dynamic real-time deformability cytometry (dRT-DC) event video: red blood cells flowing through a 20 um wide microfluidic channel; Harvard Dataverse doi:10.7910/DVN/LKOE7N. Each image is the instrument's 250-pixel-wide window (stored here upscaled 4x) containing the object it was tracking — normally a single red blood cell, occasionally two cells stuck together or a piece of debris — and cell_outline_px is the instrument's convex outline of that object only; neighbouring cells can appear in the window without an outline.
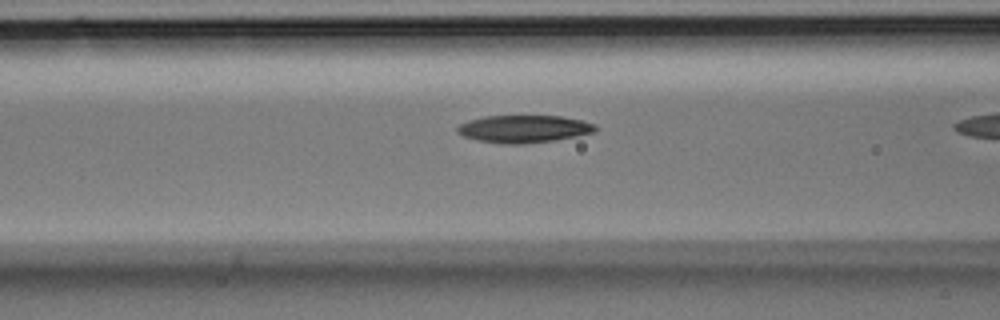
{"species": "Egyptian fruit bat (a non-hibernating species)", "species_latin": "Rousettus aegyptiacus", "temperature_condition": "room temperature", "stored_images_in_passage": 6, "camera_frame_rate_fps": 3000, "um_per_image_px": 0.085, "animal": {"sex": "male"}, "frame": {"image": 1, "passage_image": 5, "time_ms": 1.333, "image_size_px": [1000, 320], "cell_outline_px": [[596, 128], [592, 132], [576, 136], [556, 140], [524, 144], [500, 144], [476, 140], [464, 136], [456, 132], [456, 128], [460, 124], [468, 120], [484, 116], [560, 116], [580, 120], [596, 124]], "centroid_in_image_um": [44.47, 10.96], "position_along_channel_um": 122.1, "area_um2": 22.14}}